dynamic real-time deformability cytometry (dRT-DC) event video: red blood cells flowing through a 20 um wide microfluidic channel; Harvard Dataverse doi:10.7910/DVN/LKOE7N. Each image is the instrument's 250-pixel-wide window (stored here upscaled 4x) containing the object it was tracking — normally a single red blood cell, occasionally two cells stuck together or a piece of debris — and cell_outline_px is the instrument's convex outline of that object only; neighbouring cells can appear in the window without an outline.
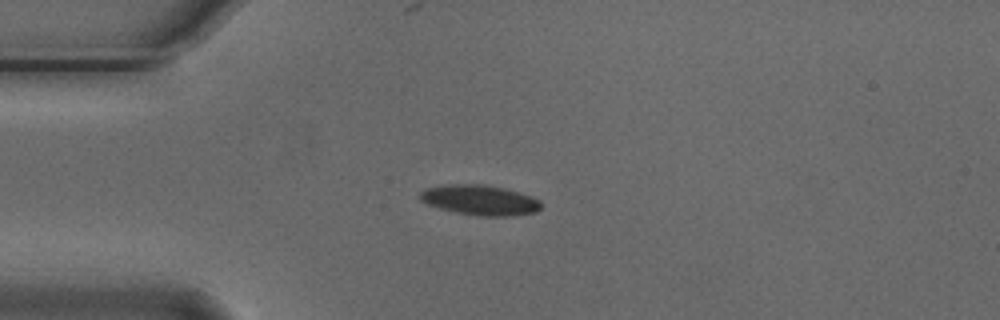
{"species": "Egyptian fruit bat (a non-hibernating species)", "species_latin": "Rousettus aegyptiacus", "temperature_condition": "cold", "stored_images_in_passage": 8, "camera_frame_rate_fps": 3000, "um_per_image_px": 0.085, "animal": {"sex": "male"}, "frame": {"image": 1, "passage_image": 3, "time_ms": 0.667, "image_size_px": [1000, 320], "cell_outline_px": [[540, 208], [536, 212], [512, 216], [480, 216], [456, 212], [424, 204], [420, 200], [420, 192], [424, 188], [440, 184], [484, 184], [504, 188], [532, 196], [540, 200]], "centroid_in_image_um": [40.75, 16.99], "position_along_channel_um": 44.3, "area_um2": 21.5}}
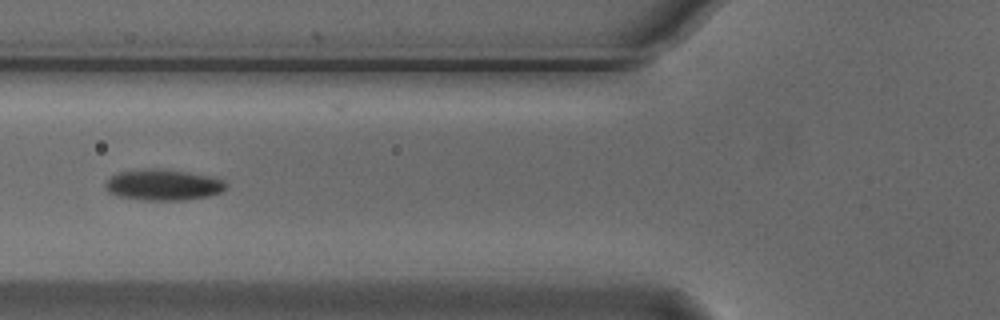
{"frame": {"image": 2, "passage_image": 5, "time_ms": 1.333, "image_size_px": [1000, 320], "cell_outline_px": [[228, 184], [220, 192], [208, 196], [184, 200], [144, 200], [120, 196], [108, 192], [104, 188], [104, 184], [112, 176], [120, 172], [144, 168], [164, 168], [188, 172], [208, 176], [224, 180]], "centroid_in_image_um": [13.86, 15.7], "position_along_channel_um": 111.9, "area_um2": 21.79}}
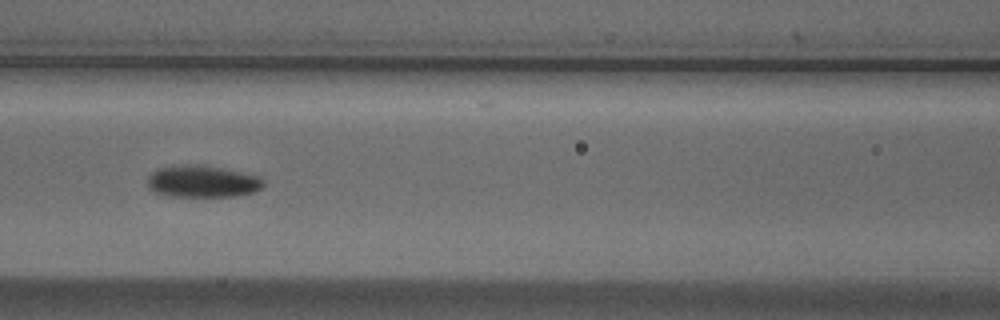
{"frame": {"image": 3, "passage_image": 6, "time_ms": 1.667, "image_size_px": [1000, 320], "cell_outline_px": [[264, 188], [252, 192], [236, 196], [168, 196], [152, 192], [148, 188], [148, 176], [152, 172], [160, 168], [172, 164], [208, 164], [260, 176], [264, 180]], "centroid_in_image_um": [17.2, 15.4], "position_along_channel_um": 149.4, "area_um2": 22.2}}